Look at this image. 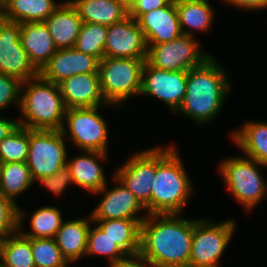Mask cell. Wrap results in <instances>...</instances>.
I'll list each match as a JSON object with an SVG mask.
<instances>
[{
  "label": "cell",
  "instance_id": "cell-36",
  "mask_svg": "<svg viewBox=\"0 0 267 267\" xmlns=\"http://www.w3.org/2000/svg\"><path fill=\"white\" fill-rule=\"evenodd\" d=\"M21 85L18 78L0 73V111L14 102L20 106Z\"/></svg>",
  "mask_w": 267,
  "mask_h": 267
},
{
  "label": "cell",
  "instance_id": "cell-6",
  "mask_svg": "<svg viewBox=\"0 0 267 267\" xmlns=\"http://www.w3.org/2000/svg\"><path fill=\"white\" fill-rule=\"evenodd\" d=\"M266 167L249 157H234L220 163V174L235 200L247 211L253 209L267 193L259 167Z\"/></svg>",
  "mask_w": 267,
  "mask_h": 267
},
{
  "label": "cell",
  "instance_id": "cell-27",
  "mask_svg": "<svg viewBox=\"0 0 267 267\" xmlns=\"http://www.w3.org/2000/svg\"><path fill=\"white\" fill-rule=\"evenodd\" d=\"M178 18L183 35L194 36L185 26L193 30L206 31L214 21V12L207 0H175Z\"/></svg>",
  "mask_w": 267,
  "mask_h": 267
},
{
  "label": "cell",
  "instance_id": "cell-31",
  "mask_svg": "<svg viewBox=\"0 0 267 267\" xmlns=\"http://www.w3.org/2000/svg\"><path fill=\"white\" fill-rule=\"evenodd\" d=\"M107 26L96 23H83L74 48L92 55L99 61L104 57Z\"/></svg>",
  "mask_w": 267,
  "mask_h": 267
},
{
  "label": "cell",
  "instance_id": "cell-9",
  "mask_svg": "<svg viewBox=\"0 0 267 267\" xmlns=\"http://www.w3.org/2000/svg\"><path fill=\"white\" fill-rule=\"evenodd\" d=\"M234 230L233 220L212 223L196 219L189 262L201 267H219V260L230 243Z\"/></svg>",
  "mask_w": 267,
  "mask_h": 267
},
{
  "label": "cell",
  "instance_id": "cell-18",
  "mask_svg": "<svg viewBox=\"0 0 267 267\" xmlns=\"http://www.w3.org/2000/svg\"><path fill=\"white\" fill-rule=\"evenodd\" d=\"M58 85L66 109L110 105L102 96L98 72L76 74Z\"/></svg>",
  "mask_w": 267,
  "mask_h": 267
},
{
  "label": "cell",
  "instance_id": "cell-17",
  "mask_svg": "<svg viewBox=\"0 0 267 267\" xmlns=\"http://www.w3.org/2000/svg\"><path fill=\"white\" fill-rule=\"evenodd\" d=\"M146 45L170 42L183 35L175 0L167 6L142 14L137 20Z\"/></svg>",
  "mask_w": 267,
  "mask_h": 267
},
{
  "label": "cell",
  "instance_id": "cell-41",
  "mask_svg": "<svg viewBox=\"0 0 267 267\" xmlns=\"http://www.w3.org/2000/svg\"><path fill=\"white\" fill-rule=\"evenodd\" d=\"M19 126V121L14 119L0 118V141L9 136L17 127Z\"/></svg>",
  "mask_w": 267,
  "mask_h": 267
},
{
  "label": "cell",
  "instance_id": "cell-11",
  "mask_svg": "<svg viewBox=\"0 0 267 267\" xmlns=\"http://www.w3.org/2000/svg\"><path fill=\"white\" fill-rule=\"evenodd\" d=\"M21 24L0 18V73L25 82L39 76L21 40Z\"/></svg>",
  "mask_w": 267,
  "mask_h": 267
},
{
  "label": "cell",
  "instance_id": "cell-38",
  "mask_svg": "<svg viewBox=\"0 0 267 267\" xmlns=\"http://www.w3.org/2000/svg\"><path fill=\"white\" fill-rule=\"evenodd\" d=\"M172 0H137L128 10V15L137 20L142 14L149 11L163 8Z\"/></svg>",
  "mask_w": 267,
  "mask_h": 267
},
{
  "label": "cell",
  "instance_id": "cell-19",
  "mask_svg": "<svg viewBox=\"0 0 267 267\" xmlns=\"http://www.w3.org/2000/svg\"><path fill=\"white\" fill-rule=\"evenodd\" d=\"M20 40L31 63L39 72L57 51L54 39L44 22L21 24Z\"/></svg>",
  "mask_w": 267,
  "mask_h": 267
},
{
  "label": "cell",
  "instance_id": "cell-10",
  "mask_svg": "<svg viewBox=\"0 0 267 267\" xmlns=\"http://www.w3.org/2000/svg\"><path fill=\"white\" fill-rule=\"evenodd\" d=\"M194 36L182 35L170 42L147 45L146 61L153 67L167 71H188L202 65L209 53L199 50Z\"/></svg>",
  "mask_w": 267,
  "mask_h": 267
},
{
  "label": "cell",
  "instance_id": "cell-45",
  "mask_svg": "<svg viewBox=\"0 0 267 267\" xmlns=\"http://www.w3.org/2000/svg\"><path fill=\"white\" fill-rule=\"evenodd\" d=\"M0 267H6V266L0 262Z\"/></svg>",
  "mask_w": 267,
  "mask_h": 267
},
{
  "label": "cell",
  "instance_id": "cell-12",
  "mask_svg": "<svg viewBox=\"0 0 267 267\" xmlns=\"http://www.w3.org/2000/svg\"><path fill=\"white\" fill-rule=\"evenodd\" d=\"M186 82L187 71L161 70L145 61L142 69L140 95H152L176 112L185 96Z\"/></svg>",
  "mask_w": 267,
  "mask_h": 267
},
{
  "label": "cell",
  "instance_id": "cell-8",
  "mask_svg": "<svg viewBox=\"0 0 267 267\" xmlns=\"http://www.w3.org/2000/svg\"><path fill=\"white\" fill-rule=\"evenodd\" d=\"M99 107L69 108L65 111L67 127L64 125L62 132L65 136L69 135L74 146L82 151H108V126L97 111Z\"/></svg>",
  "mask_w": 267,
  "mask_h": 267
},
{
  "label": "cell",
  "instance_id": "cell-23",
  "mask_svg": "<svg viewBox=\"0 0 267 267\" xmlns=\"http://www.w3.org/2000/svg\"><path fill=\"white\" fill-rule=\"evenodd\" d=\"M83 23L110 26L128 16V9L120 0H70Z\"/></svg>",
  "mask_w": 267,
  "mask_h": 267
},
{
  "label": "cell",
  "instance_id": "cell-33",
  "mask_svg": "<svg viewBox=\"0 0 267 267\" xmlns=\"http://www.w3.org/2000/svg\"><path fill=\"white\" fill-rule=\"evenodd\" d=\"M108 256L109 265L117 263L128 255L97 225L89 228L85 255Z\"/></svg>",
  "mask_w": 267,
  "mask_h": 267
},
{
  "label": "cell",
  "instance_id": "cell-15",
  "mask_svg": "<svg viewBox=\"0 0 267 267\" xmlns=\"http://www.w3.org/2000/svg\"><path fill=\"white\" fill-rule=\"evenodd\" d=\"M113 177L114 181L119 182L118 186L109 190L106 185L100 191L95 192V194L104 193L105 196L90 214L92 221L109 219L144 220L146 216L137 217L136 215L142 209L145 210V207L120 180L115 176Z\"/></svg>",
  "mask_w": 267,
  "mask_h": 267
},
{
  "label": "cell",
  "instance_id": "cell-2",
  "mask_svg": "<svg viewBox=\"0 0 267 267\" xmlns=\"http://www.w3.org/2000/svg\"><path fill=\"white\" fill-rule=\"evenodd\" d=\"M213 55L202 65L187 71L186 92L176 112L183 113L198 124L217 117L229 92V77Z\"/></svg>",
  "mask_w": 267,
  "mask_h": 267
},
{
  "label": "cell",
  "instance_id": "cell-29",
  "mask_svg": "<svg viewBox=\"0 0 267 267\" xmlns=\"http://www.w3.org/2000/svg\"><path fill=\"white\" fill-rule=\"evenodd\" d=\"M25 212H22L18 206V230L27 238H54L57 231L63 224L61 212L58 208L54 207H41L36 210L31 216V232H23L22 222Z\"/></svg>",
  "mask_w": 267,
  "mask_h": 267
},
{
  "label": "cell",
  "instance_id": "cell-32",
  "mask_svg": "<svg viewBox=\"0 0 267 267\" xmlns=\"http://www.w3.org/2000/svg\"><path fill=\"white\" fill-rule=\"evenodd\" d=\"M29 152V129L18 126L0 141V163L26 162Z\"/></svg>",
  "mask_w": 267,
  "mask_h": 267
},
{
  "label": "cell",
  "instance_id": "cell-39",
  "mask_svg": "<svg viewBox=\"0 0 267 267\" xmlns=\"http://www.w3.org/2000/svg\"><path fill=\"white\" fill-rule=\"evenodd\" d=\"M152 267V265L139 253L136 255H129L121 259L110 267Z\"/></svg>",
  "mask_w": 267,
  "mask_h": 267
},
{
  "label": "cell",
  "instance_id": "cell-7",
  "mask_svg": "<svg viewBox=\"0 0 267 267\" xmlns=\"http://www.w3.org/2000/svg\"><path fill=\"white\" fill-rule=\"evenodd\" d=\"M62 130L29 129V152L26 163L33 182L54 174L67 163Z\"/></svg>",
  "mask_w": 267,
  "mask_h": 267
},
{
  "label": "cell",
  "instance_id": "cell-22",
  "mask_svg": "<svg viewBox=\"0 0 267 267\" xmlns=\"http://www.w3.org/2000/svg\"><path fill=\"white\" fill-rule=\"evenodd\" d=\"M91 216L63 222L54 239L66 260L71 263L85 255Z\"/></svg>",
  "mask_w": 267,
  "mask_h": 267
},
{
  "label": "cell",
  "instance_id": "cell-43",
  "mask_svg": "<svg viewBox=\"0 0 267 267\" xmlns=\"http://www.w3.org/2000/svg\"><path fill=\"white\" fill-rule=\"evenodd\" d=\"M169 267H201V266H197V265L189 262V263H184V264H180V265H173V266H169Z\"/></svg>",
  "mask_w": 267,
  "mask_h": 267
},
{
  "label": "cell",
  "instance_id": "cell-35",
  "mask_svg": "<svg viewBox=\"0 0 267 267\" xmlns=\"http://www.w3.org/2000/svg\"><path fill=\"white\" fill-rule=\"evenodd\" d=\"M17 206L0 193V242L18 230Z\"/></svg>",
  "mask_w": 267,
  "mask_h": 267
},
{
  "label": "cell",
  "instance_id": "cell-4",
  "mask_svg": "<svg viewBox=\"0 0 267 267\" xmlns=\"http://www.w3.org/2000/svg\"><path fill=\"white\" fill-rule=\"evenodd\" d=\"M19 126L34 130H62L65 120L64 105L59 85L37 78L22 82Z\"/></svg>",
  "mask_w": 267,
  "mask_h": 267
},
{
  "label": "cell",
  "instance_id": "cell-20",
  "mask_svg": "<svg viewBox=\"0 0 267 267\" xmlns=\"http://www.w3.org/2000/svg\"><path fill=\"white\" fill-rule=\"evenodd\" d=\"M57 49L74 48L82 19L69 1H65L44 21Z\"/></svg>",
  "mask_w": 267,
  "mask_h": 267
},
{
  "label": "cell",
  "instance_id": "cell-13",
  "mask_svg": "<svg viewBox=\"0 0 267 267\" xmlns=\"http://www.w3.org/2000/svg\"><path fill=\"white\" fill-rule=\"evenodd\" d=\"M129 158L114 176L145 206L151 199L156 175V148L136 153Z\"/></svg>",
  "mask_w": 267,
  "mask_h": 267
},
{
  "label": "cell",
  "instance_id": "cell-21",
  "mask_svg": "<svg viewBox=\"0 0 267 267\" xmlns=\"http://www.w3.org/2000/svg\"><path fill=\"white\" fill-rule=\"evenodd\" d=\"M83 153L84 155L76 156L66 164L70 168L74 185L95 193L107 185L104 171L97 161L107 159V153L86 150Z\"/></svg>",
  "mask_w": 267,
  "mask_h": 267
},
{
  "label": "cell",
  "instance_id": "cell-5",
  "mask_svg": "<svg viewBox=\"0 0 267 267\" xmlns=\"http://www.w3.org/2000/svg\"><path fill=\"white\" fill-rule=\"evenodd\" d=\"M147 58H112L99 61L98 74L103 98L118 105L129 97L140 95L142 69Z\"/></svg>",
  "mask_w": 267,
  "mask_h": 267
},
{
  "label": "cell",
  "instance_id": "cell-30",
  "mask_svg": "<svg viewBox=\"0 0 267 267\" xmlns=\"http://www.w3.org/2000/svg\"><path fill=\"white\" fill-rule=\"evenodd\" d=\"M33 184L26 162L0 163V193L14 204L19 194Z\"/></svg>",
  "mask_w": 267,
  "mask_h": 267
},
{
  "label": "cell",
  "instance_id": "cell-16",
  "mask_svg": "<svg viewBox=\"0 0 267 267\" xmlns=\"http://www.w3.org/2000/svg\"><path fill=\"white\" fill-rule=\"evenodd\" d=\"M99 60L75 48L57 49L39 75L46 81L59 84L70 76L98 72Z\"/></svg>",
  "mask_w": 267,
  "mask_h": 267
},
{
  "label": "cell",
  "instance_id": "cell-28",
  "mask_svg": "<svg viewBox=\"0 0 267 267\" xmlns=\"http://www.w3.org/2000/svg\"><path fill=\"white\" fill-rule=\"evenodd\" d=\"M0 259L6 267H36L31 248V238L19 230L0 242Z\"/></svg>",
  "mask_w": 267,
  "mask_h": 267
},
{
  "label": "cell",
  "instance_id": "cell-25",
  "mask_svg": "<svg viewBox=\"0 0 267 267\" xmlns=\"http://www.w3.org/2000/svg\"><path fill=\"white\" fill-rule=\"evenodd\" d=\"M143 221L109 219L92 222H98V226L129 256L140 253L141 223Z\"/></svg>",
  "mask_w": 267,
  "mask_h": 267
},
{
  "label": "cell",
  "instance_id": "cell-26",
  "mask_svg": "<svg viewBox=\"0 0 267 267\" xmlns=\"http://www.w3.org/2000/svg\"><path fill=\"white\" fill-rule=\"evenodd\" d=\"M232 138L247 157L267 166V123L246 122Z\"/></svg>",
  "mask_w": 267,
  "mask_h": 267
},
{
  "label": "cell",
  "instance_id": "cell-24",
  "mask_svg": "<svg viewBox=\"0 0 267 267\" xmlns=\"http://www.w3.org/2000/svg\"><path fill=\"white\" fill-rule=\"evenodd\" d=\"M59 6L54 0H4L2 18L19 24L44 22Z\"/></svg>",
  "mask_w": 267,
  "mask_h": 267
},
{
  "label": "cell",
  "instance_id": "cell-42",
  "mask_svg": "<svg viewBox=\"0 0 267 267\" xmlns=\"http://www.w3.org/2000/svg\"><path fill=\"white\" fill-rule=\"evenodd\" d=\"M120 1L129 10L137 0H120Z\"/></svg>",
  "mask_w": 267,
  "mask_h": 267
},
{
  "label": "cell",
  "instance_id": "cell-3",
  "mask_svg": "<svg viewBox=\"0 0 267 267\" xmlns=\"http://www.w3.org/2000/svg\"><path fill=\"white\" fill-rule=\"evenodd\" d=\"M176 150L156 147V175L151 199L144 206L147 215L180 214L192 194V183Z\"/></svg>",
  "mask_w": 267,
  "mask_h": 267
},
{
  "label": "cell",
  "instance_id": "cell-1",
  "mask_svg": "<svg viewBox=\"0 0 267 267\" xmlns=\"http://www.w3.org/2000/svg\"><path fill=\"white\" fill-rule=\"evenodd\" d=\"M178 214H146L141 223L140 254L152 267L189 263L195 220Z\"/></svg>",
  "mask_w": 267,
  "mask_h": 267
},
{
  "label": "cell",
  "instance_id": "cell-34",
  "mask_svg": "<svg viewBox=\"0 0 267 267\" xmlns=\"http://www.w3.org/2000/svg\"><path fill=\"white\" fill-rule=\"evenodd\" d=\"M31 248L36 267H67L54 238H31Z\"/></svg>",
  "mask_w": 267,
  "mask_h": 267
},
{
  "label": "cell",
  "instance_id": "cell-37",
  "mask_svg": "<svg viewBox=\"0 0 267 267\" xmlns=\"http://www.w3.org/2000/svg\"><path fill=\"white\" fill-rule=\"evenodd\" d=\"M40 186H44L50 190L53 194L61 195L68 184H74L72 174L68 165L62 166L57 172L50 176L39 179Z\"/></svg>",
  "mask_w": 267,
  "mask_h": 267
},
{
  "label": "cell",
  "instance_id": "cell-14",
  "mask_svg": "<svg viewBox=\"0 0 267 267\" xmlns=\"http://www.w3.org/2000/svg\"><path fill=\"white\" fill-rule=\"evenodd\" d=\"M147 45L138 22L129 15L107 26L104 56L112 58H147Z\"/></svg>",
  "mask_w": 267,
  "mask_h": 267
},
{
  "label": "cell",
  "instance_id": "cell-44",
  "mask_svg": "<svg viewBox=\"0 0 267 267\" xmlns=\"http://www.w3.org/2000/svg\"><path fill=\"white\" fill-rule=\"evenodd\" d=\"M3 1L4 0H0V18L3 16Z\"/></svg>",
  "mask_w": 267,
  "mask_h": 267
},
{
  "label": "cell",
  "instance_id": "cell-40",
  "mask_svg": "<svg viewBox=\"0 0 267 267\" xmlns=\"http://www.w3.org/2000/svg\"><path fill=\"white\" fill-rule=\"evenodd\" d=\"M242 9L257 10L267 8V0H224Z\"/></svg>",
  "mask_w": 267,
  "mask_h": 267
}]
</instances>
